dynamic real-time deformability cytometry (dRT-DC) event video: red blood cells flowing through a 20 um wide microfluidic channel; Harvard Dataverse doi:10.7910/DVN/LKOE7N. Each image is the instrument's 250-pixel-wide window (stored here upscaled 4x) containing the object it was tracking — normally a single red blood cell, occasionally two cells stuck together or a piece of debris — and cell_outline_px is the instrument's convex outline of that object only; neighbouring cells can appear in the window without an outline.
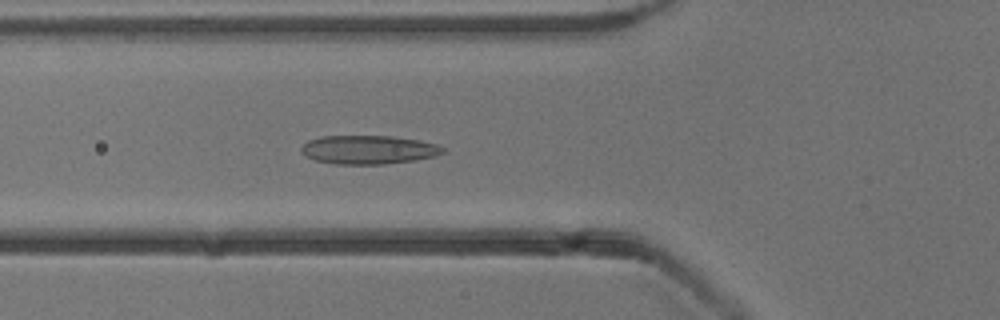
{"species": "common noctule bat (a hibernating species)", "species_latin": "Nyctalus noctula", "temperature_condition": "cold", "stored_images_in_passage": 42, "camera_frame_rate_fps": 3000, "um_per_image_px": 0.085, "animal": {"sex": "male", "body_mass_g": 13.3}, "frame": {"image": 1, "passage_image": 14, "time_ms": 4.333, "image_size_px": [1000, 320], "cell_outline_px": [[444, 152], [436, 156], [416, 160], [384, 164], [336, 164], [316, 160], [304, 156], [300, 152], [300, 148], [308, 140], [320, 136], [392, 136], [420, 140], [436, 144], [444, 148]], "centroid_in_image_um": [31.31, 12.72], "position_along_channel_um": 94.5, "area_um2": 23.81}}
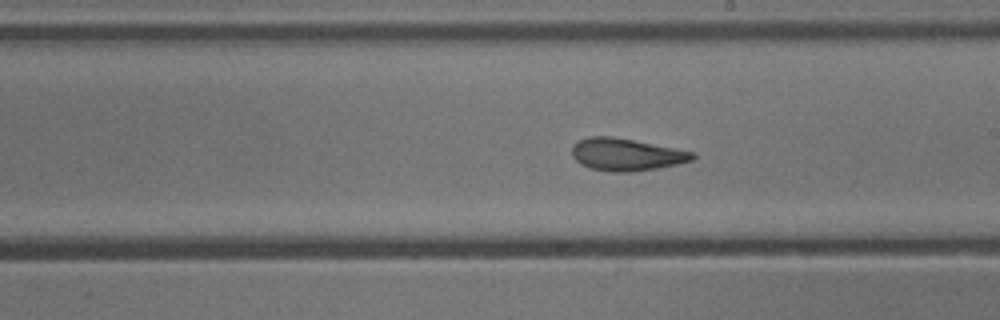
{"frame": {"image": 2, "passage_image": 25, "time_ms": 8.0, "image_size_px": [1000, 320], "cell_outline_px": [[696, 156], [692, 160], [676, 164], [656, 168], [632, 172], [608, 172], [592, 168], [580, 164], [572, 156], [572, 148], [580, 140], [588, 136], [612, 136], [696, 152]], "centroid_in_image_um": [53.24, 13.13], "position_along_channel_um": 235.8, "area_um2": 22.6}}
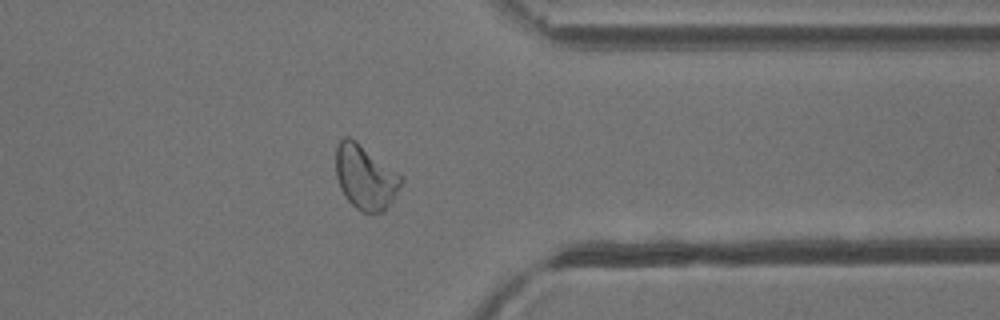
{"frame": {"image": 3, "passage_image": 37, "time_ms": 12.0, "image_size_px": [1000, 320], "cell_outline_px": [[404, 180], [384, 212], [364, 212], [356, 208], [344, 196], [340, 188], [336, 176], [336, 148], [340, 140], [344, 136], [348, 136], [356, 140], [404, 176]], "centroid_in_image_um": [31.05, 15.03], "position_along_channel_um": 380.3, "area_um2": 24.57}, "authors_computed_cell_mechanics": {"area_um2": 22.9466, "velocity_mm_per_s": 3.8363, "shape_relaxation_time_tau1_ms": 7.691, "shape_relaxation_time_tau2_ms": 1.5805, "deformation_change_tau1": 0.1817, "deformation_change_tau2": 0.0792}}